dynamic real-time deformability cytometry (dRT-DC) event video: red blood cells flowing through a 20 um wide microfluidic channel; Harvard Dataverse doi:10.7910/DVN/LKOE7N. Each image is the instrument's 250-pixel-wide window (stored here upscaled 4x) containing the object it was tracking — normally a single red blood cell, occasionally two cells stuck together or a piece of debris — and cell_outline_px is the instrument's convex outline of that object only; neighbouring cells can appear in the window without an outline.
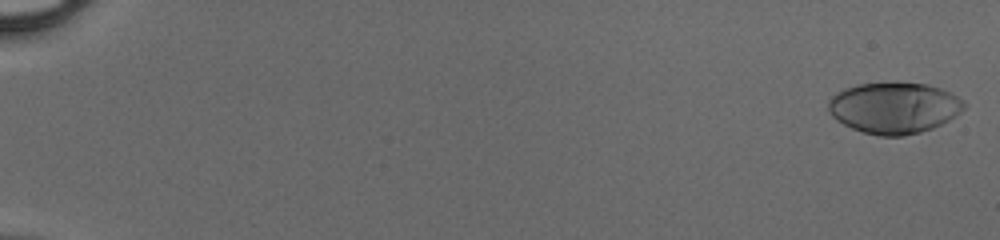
{"species": "human", "species_latin": "Homo sapiens", "temperature_condition": "cold", "stored_images_in_passage": 50, "camera_frame_rate_fps": 3000, "um_per_image_px": 0.085, "donor": {"sex": "male"}, "frame": {"image": 1, "passage_image": 1, "time_ms": 0.0, "image_size_px": [1000, 240], "cell_outline_px": [[964, 108], [960, 112], [948, 120], [932, 128], [920, 132], [904, 136], [880, 136], [864, 132], [852, 128], [836, 120], [828, 112], [828, 100], [836, 92], [844, 88], [856, 84], [896, 80], [900, 80], [928, 84], [940, 88], [964, 100]], "centroid_in_image_um": [75.96, 9.12], "position_along_channel_um": 9.0, "area_um2": 41.15}}
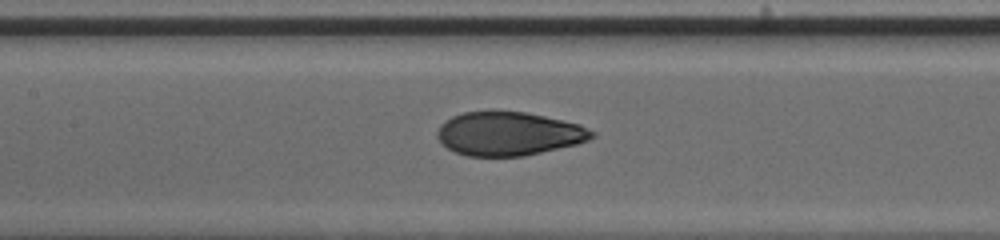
{"frame": {"image": 2, "passage_image": 26, "time_ms": 8.333, "image_size_px": [1000, 240], "cell_outline_px": [[596, 136], [588, 140], [576, 144], [524, 156], [468, 156], [456, 152], [448, 148], [436, 136], [436, 132], [440, 124], [444, 120], [452, 116], [464, 112], [492, 108], [528, 112], [580, 124], [596, 132]], "centroid_in_image_um": [43.22, 11.32], "position_along_channel_um": 164.2, "area_um2": 40.17}}
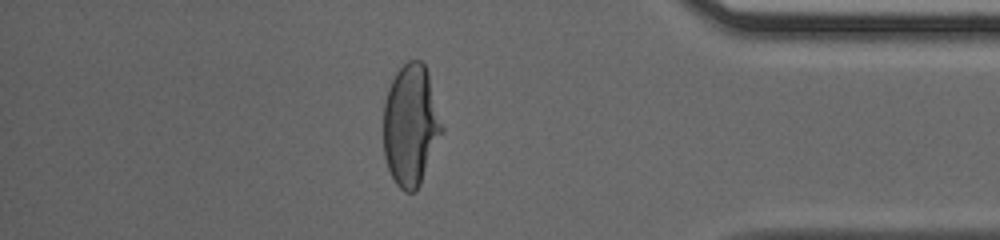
{"frame": {"image": 3, "passage_image": 44, "time_ms": 14.333, "image_size_px": [1000, 240], "cell_outline_px": [[444, 132], [420, 184], [416, 192], [404, 192], [396, 184], [388, 168], [384, 156], [384, 104], [388, 88], [396, 72], [408, 60], [420, 60], [424, 64], [428, 72], [444, 128]], "centroid_in_image_um": [34.93, 10.66], "position_along_channel_um": 400.3, "area_um2": 41.56}}